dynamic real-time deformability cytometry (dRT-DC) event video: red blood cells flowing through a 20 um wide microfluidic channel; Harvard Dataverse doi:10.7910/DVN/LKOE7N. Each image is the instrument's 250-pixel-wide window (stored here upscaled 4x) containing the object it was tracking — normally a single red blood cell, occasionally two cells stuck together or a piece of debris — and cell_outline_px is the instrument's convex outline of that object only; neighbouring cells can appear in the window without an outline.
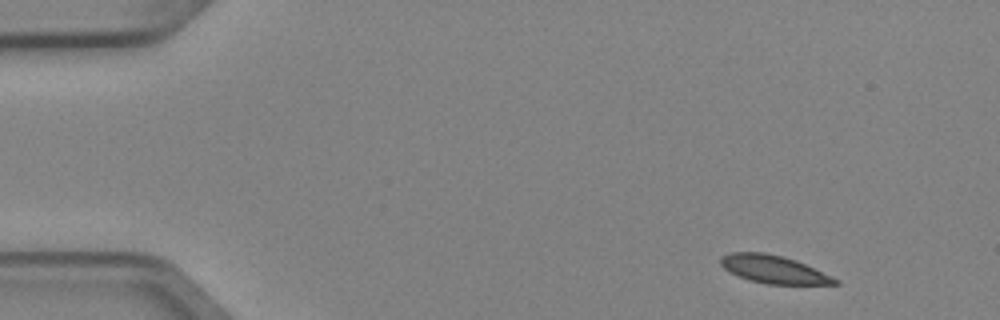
{"species": "Egyptian fruit bat (a non-hibernating species)", "species_latin": "Rousettus aegyptiacus", "temperature_condition": "cold", "stored_images_in_passage": 4, "camera_frame_rate_fps": 3000, "um_per_image_px": 0.085, "animal": {"sex": "female"}, "frame": {"image": 1, "passage_image": 1, "time_ms": 0.0, "image_size_px": [1000, 320], "cell_outline_px": [[840, 284], [768, 284], [752, 280], [740, 276], [724, 268], [720, 264], [720, 256], [732, 252], [764, 252], [784, 256], [796, 260], [832, 276], [840, 280]], "centroid_in_image_um": [65.78, 22.88], "position_along_channel_um": 19.2, "area_um2": 18.44}}